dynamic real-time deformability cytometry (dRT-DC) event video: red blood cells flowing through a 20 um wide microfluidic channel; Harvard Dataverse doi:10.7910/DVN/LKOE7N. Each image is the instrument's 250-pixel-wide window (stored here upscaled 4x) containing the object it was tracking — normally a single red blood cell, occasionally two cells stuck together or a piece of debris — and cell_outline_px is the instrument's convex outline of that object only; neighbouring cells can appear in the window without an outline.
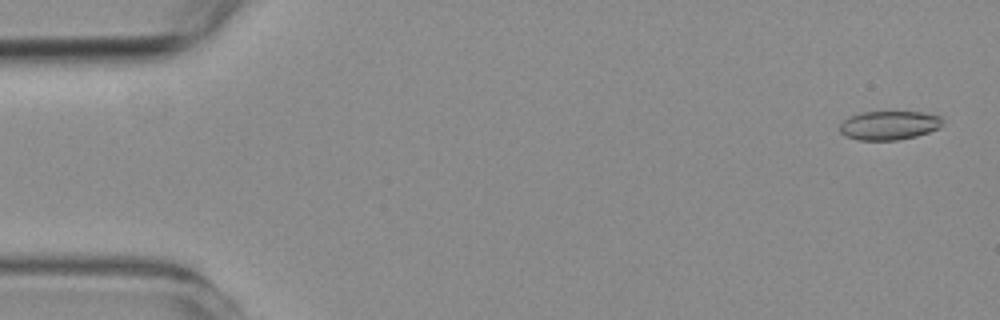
{"species": "common noctule bat (a hibernating species)", "species_latin": "Nyctalus noctula", "temperature_condition": "room temperature", "stored_images_in_passage": 11, "camera_frame_rate_fps": 3000, "um_per_image_px": 0.085, "animal": {"sex": "female", "body_mass_g": 19.3, "forearm_length_mm": 54.1}, "frame": {"image": 1, "passage_image": 2, "time_ms": 0.333, "image_size_px": [1000, 320], "cell_outline_px": [[940, 128], [916, 136], [896, 140], [860, 140], [844, 136], [840, 132], [840, 124], [848, 116], [864, 112], [920, 112], [940, 116]], "centroid_in_image_um": [75.52, 10.66], "position_along_channel_um": 9.5, "area_um2": 17.17}}